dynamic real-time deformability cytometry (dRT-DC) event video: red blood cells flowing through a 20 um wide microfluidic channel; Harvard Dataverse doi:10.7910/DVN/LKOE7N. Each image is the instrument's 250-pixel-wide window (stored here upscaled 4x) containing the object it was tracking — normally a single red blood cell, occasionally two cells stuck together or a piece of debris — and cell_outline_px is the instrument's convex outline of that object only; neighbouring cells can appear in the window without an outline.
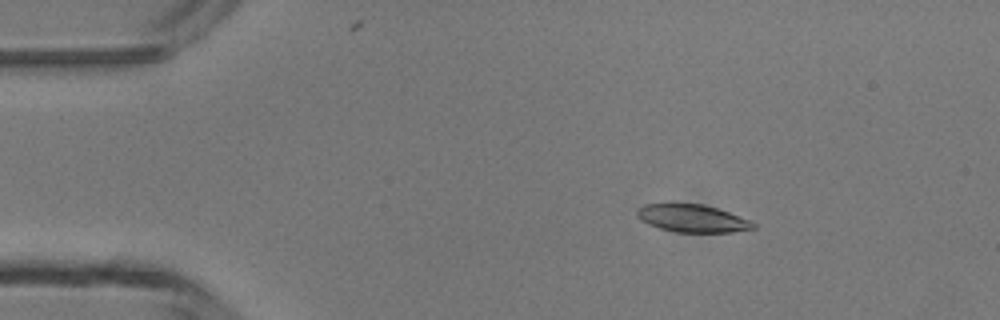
{"species": "common noctule bat (a hibernating species)", "species_latin": "Nyctalus noctula", "temperature_condition": "room temperature", "stored_images_in_passage": 4, "camera_frame_rate_fps": 3000, "um_per_image_px": 0.085, "animal": {"sex": "male", "body_mass_g": 13.3}, "frame": {"image": 1, "passage_image": 1, "time_ms": 0.0, "image_size_px": [1000, 320], "cell_outline_px": [[756, 228], [732, 232], [676, 232], [660, 228], [648, 224], [640, 220], [636, 216], [636, 208], [644, 204], [704, 204], [752, 220], [756, 224]], "centroid_in_image_um": [58.85, 18.56], "position_along_channel_um": 26.2, "area_um2": 18.79}}
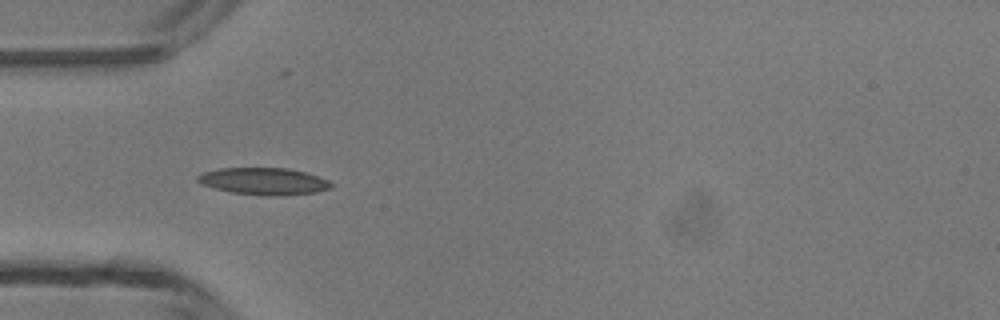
{"frame": {"image": 2, "passage_image": 3, "time_ms": 2.333, "image_size_px": [1000, 320], "cell_outline_px": [[336, 184], [332, 188], [316, 192], [280, 196], [264, 196], [232, 192], [200, 184], [196, 180], [196, 176], [204, 172], [220, 168], [288, 168], [304, 172], [328, 180]], "centroid_in_image_um": [22.44, 15.41], "position_along_channel_um": 62.6, "area_um2": 21.1}}
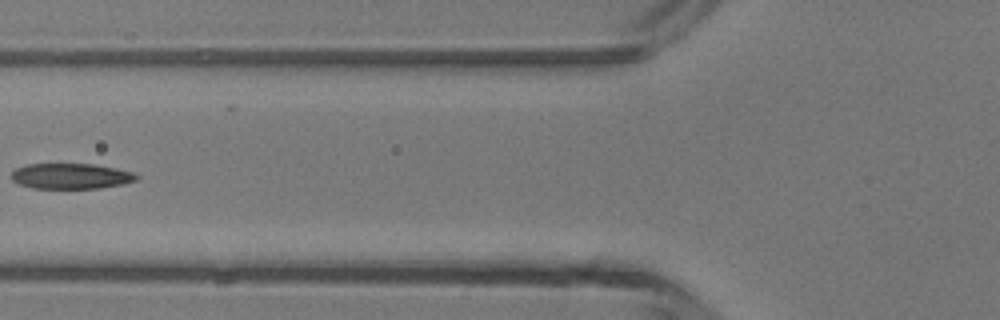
{"frame": {"image": 3, "passage_image": 4, "time_ms": 3.667, "image_size_px": [1000, 320], "cell_outline_px": [[140, 176], [136, 180], [124, 184], [100, 188], [32, 188], [20, 184], [12, 180], [12, 172], [16, 168], [28, 164], [96, 164], [116, 168], [132, 172]], "centroid_in_image_um": [6.06, 14.97], "position_along_channel_um": 119.7, "area_um2": 18.61}}